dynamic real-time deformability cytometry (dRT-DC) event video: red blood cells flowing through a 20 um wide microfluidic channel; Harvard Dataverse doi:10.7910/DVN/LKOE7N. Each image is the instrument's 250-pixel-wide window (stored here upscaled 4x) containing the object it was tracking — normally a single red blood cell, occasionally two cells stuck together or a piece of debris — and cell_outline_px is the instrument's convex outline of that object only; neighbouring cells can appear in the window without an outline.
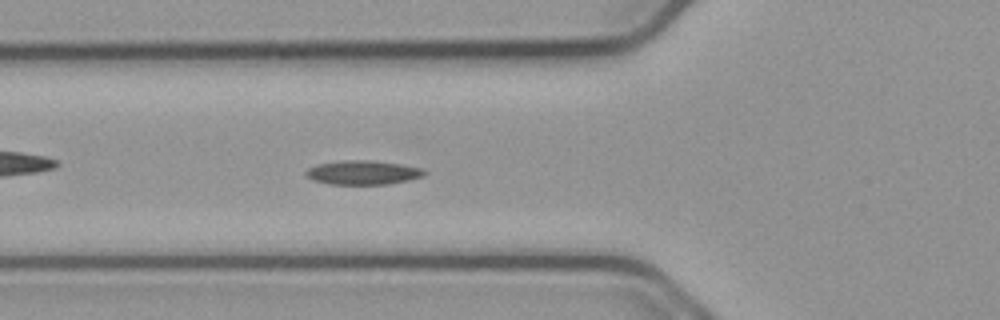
{"species": "common noctule bat (a hibernating species)", "species_latin": "Nyctalus noctula", "temperature_condition": "cold", "stored_images_in_passage": 56, "camera_frame_rate_fps": 3000, "um_per_image_px": 0.085, "animal": {"sex": "male", "body_mass_g": 23.1, "forearm_length_mm": 52.7}, "frame": {"image": 1, "passage_image": 20, "time_ms": 6.333, "image_size_px": [1000, 320], "cell_outline_px": [[428, 172], [424, 176], [408, 180], [388, 184], [328, 184], [312, 180], [304, 172], [308, 168], [320, 164], [348, 160], [368, 160], [400, 164], [420, 168]], "centroid_in_image_um": [30.86, 14.67], "position_along_channel_um": 94.9, "area_um2": 16.42}}
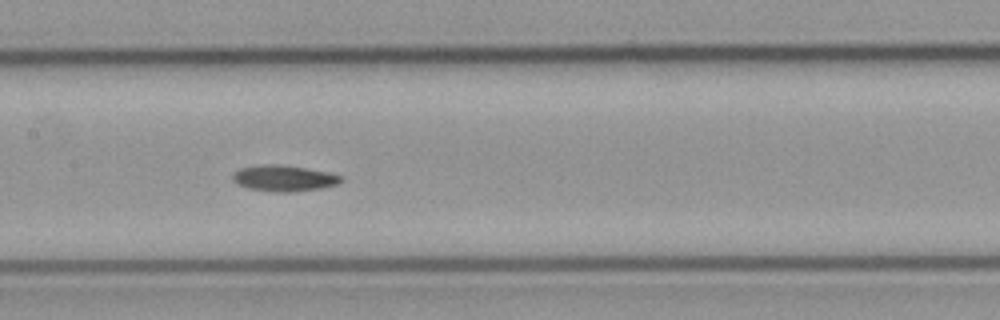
{"frame": {"image": 2, "passage_image": 27, "time_ms": 8.667, "image_size_px": [1000, 320], "cell_outline_px": [[344, 180], [336, 184], [320, 188], [296, 192], [276, 192], [248, 188], [232, 180], [232, 176], [240, 168], [264, 164], [276, 164], [304, 168], [328, 172], [340, 176]], "centroid_in_image_um": [24.13, 15.15], "position_along_channel_um": 183.3, "area_um2": 16.18}}
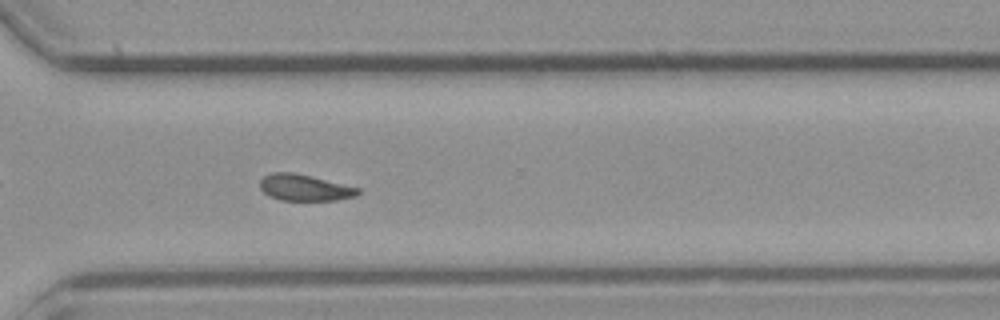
{"frame": {"image": 3, "passage_image": 40, "time_ms": 13.0, "image_size_px": [1000, 320], "cell_outline_px": [[360, 192], [356, 196], [336, 200], [280, 200], [268, 196], [260, 188], [260, 180], [264, 176], [272, 172], [292, 172], [312, 176], [360, 188]], "centroid_in_image_um": [25.88, 15.94], "position_along_channel_um": 344.7, "area_um2": 15.09}}